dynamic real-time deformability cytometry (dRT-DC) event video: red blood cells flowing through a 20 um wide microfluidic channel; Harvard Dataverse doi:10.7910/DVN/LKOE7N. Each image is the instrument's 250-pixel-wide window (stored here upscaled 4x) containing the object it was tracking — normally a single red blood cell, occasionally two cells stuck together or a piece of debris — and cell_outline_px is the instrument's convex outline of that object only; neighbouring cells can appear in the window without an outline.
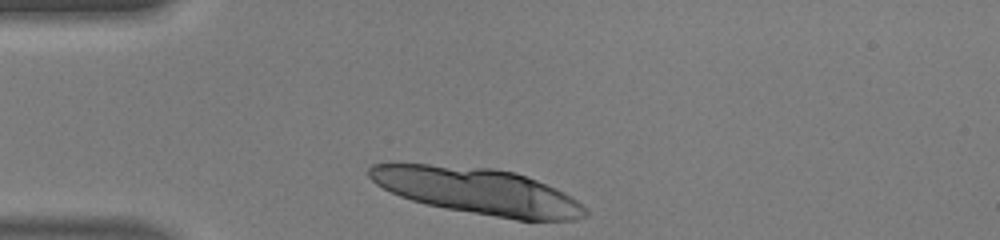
{"species": "human", "species_latin": "Homo sapiens", "temperature_condition": "warm", "stored_images_in_passage": 9, "camera_frame_rate_fps": 3000, "um_per_image_px": 0.085, "donor": {"sex": "male"}, "frame": {"image": 1, "passage_image": 1, "time_ms": 0.0, "image_size_px": [1000, 240], "cell_outline_px": [[588, 216], [576, 220], [516, 220], [448, 208], [428, 204], [412, 200], [400, 196], [376, 184], [368, 176], [368, 168], [372, 164], [428, 164], [496, 168], [516, 172], [556, 188], [564, 192], [588, 208]], "centroid_in_image_um": [40.66, 16.24], "position_along_channel_um": 44.3, "area_um2": 58.09}}